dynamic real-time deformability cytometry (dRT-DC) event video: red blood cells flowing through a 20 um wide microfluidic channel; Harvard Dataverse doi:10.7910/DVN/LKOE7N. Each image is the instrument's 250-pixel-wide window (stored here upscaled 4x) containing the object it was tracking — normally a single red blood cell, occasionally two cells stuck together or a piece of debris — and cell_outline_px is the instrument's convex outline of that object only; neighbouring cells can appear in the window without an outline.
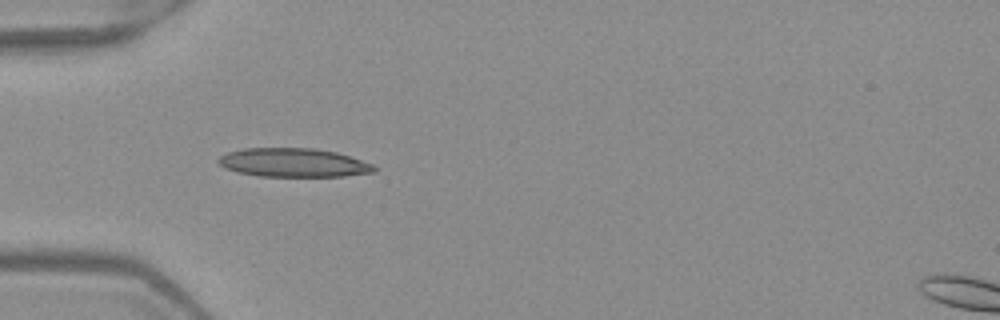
{"species": "Egyptian fruit bat (a non-hibernating species)", "species_latin": "Rousettus aegyptiacus", "temperature_condition": "warm", "stored_images_in_passage": 6, "camera_frame_rate_fps": 3000, "um_per_image_px": 0.085, "frame": {"image": 1, "passage_image": 4, "time_ms": 1.0, "image_size_px": [1000, 320], "cell_outline_px": [[376, 172], [344, 176], [260, 176], [236, 172], [224, 168], [216, 160], [220, 156], [228, 152], [244, 148], [316, 148], [336, 152], [372, 164], [376, 168]], "centroid_in_image_um": [24.92, 13.82], "position_along_channel_um": 60.1, "area_um2": 26.07}}
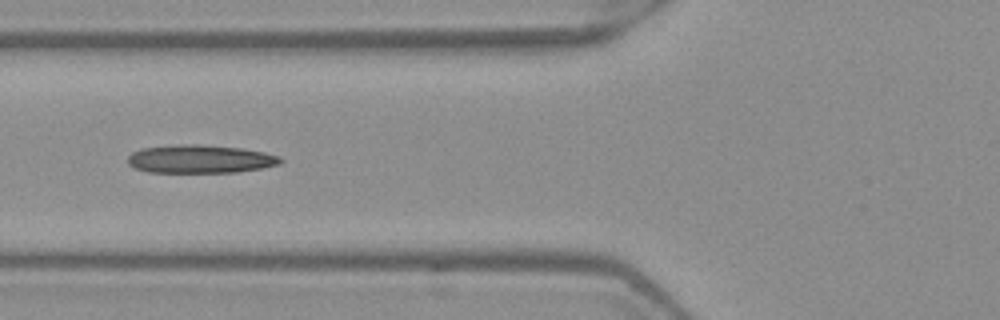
{"frame": {"image": 2, "passage_image": 5, "time_ms": 1.333, "image_size_px": [1000, 320], "cell_outline_px": [[284, 160], [280, 164], [240, 172], [148, 172], [136, 168], [128, 164], [128, 156], [132, 152], [140, 148], [180, 144], [200, 144], [244, 148], [264, 152], [280, 156]], "centroid_in_image_um": [17.03, 13.51], "position_along_channel_um": 108.8, "area_um2": 25.32}}
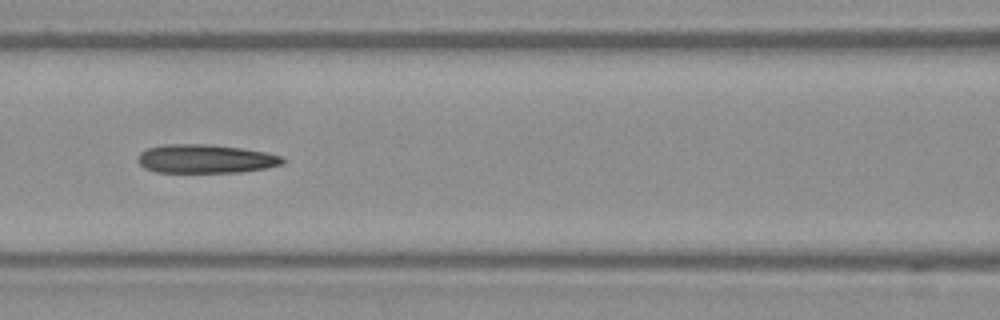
{"frame": {"image": 3, "passage_image": 6, "time_ms": 1.667, "image_size_px": [1000, 320], "cell_outline_px": [[288, 160], [284, 164], [268, 168], [240, 172], [156, 172], [144, 168], [136, 160], [136, 156], [140, 152], [148, 148], [164, 144], [208, 144], [240, 148], [264, 152], [284, 156]], "centroid_in_image_um": [17.49, 13.5], "position_along_channel_um": 149.1, "area_um2": 24.51}}